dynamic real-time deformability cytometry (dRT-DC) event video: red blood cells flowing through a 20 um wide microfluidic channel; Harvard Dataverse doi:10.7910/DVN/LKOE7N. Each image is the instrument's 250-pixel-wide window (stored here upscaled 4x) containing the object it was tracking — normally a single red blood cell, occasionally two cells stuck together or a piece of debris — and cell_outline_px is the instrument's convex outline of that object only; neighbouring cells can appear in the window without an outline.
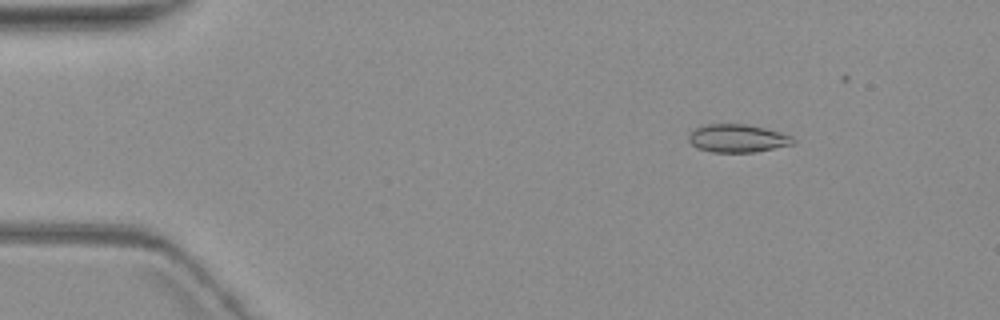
{"species": "common noctule bat (a hibernating species)", "species_latin": "Nyctalus noctula", "temperature_condition": "warm", "stored_images_in_passage": 6, "camera_frame_rate_fps": 3000, "um_per_image_px": 0.085, "animal": {"sex": "female", "body_mass_g": 19.3, "forearm_length_mm": 54.1}, "frame": {"image": 1, "passage_image": 3, "time_ms": 2.667, "image_size_px": [1000, 320], "cell_outline_px": [[796, 140], [792, 144], [756, 152], [712, 152], [700, 148], [692, 144], [688, 140], [688, 132], [704, 124], [748, 124], [780, 132], [792, 136]], "centroid_in_image_um": [62.68, 11.75], "position_along_channel_um": 22.3, "area_um2": 17.05}}
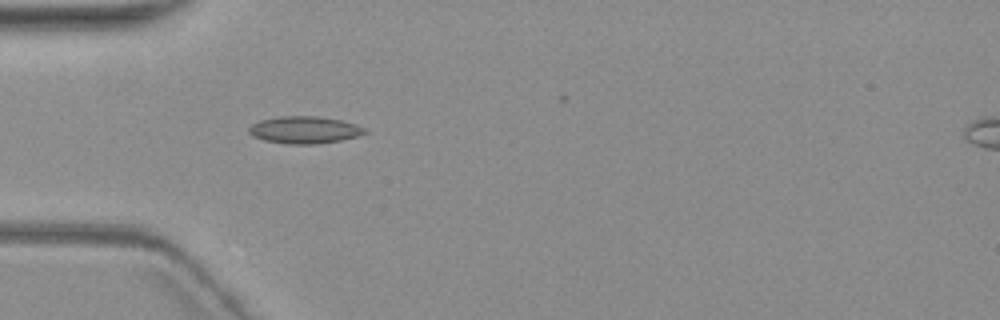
{"frame": {"image": 2, "passage_image": 6, "time_ms": 6.0, "image_size_px": [1000, 320], "cell_outline_px": [[368, 132], [356, 136], [340, 140], [316, 144], [288, 144], [264, 140], [252, 136], [248, 132], [248, 128], [252, 124], [260, 120], [276, 116], [316, 116], [340, 120], [356, 124], [364, 128]], "centroid_in_image_um": [25.84, 11.04], "position_along_channel_um": 59.2, "area_um2": 18.32}}